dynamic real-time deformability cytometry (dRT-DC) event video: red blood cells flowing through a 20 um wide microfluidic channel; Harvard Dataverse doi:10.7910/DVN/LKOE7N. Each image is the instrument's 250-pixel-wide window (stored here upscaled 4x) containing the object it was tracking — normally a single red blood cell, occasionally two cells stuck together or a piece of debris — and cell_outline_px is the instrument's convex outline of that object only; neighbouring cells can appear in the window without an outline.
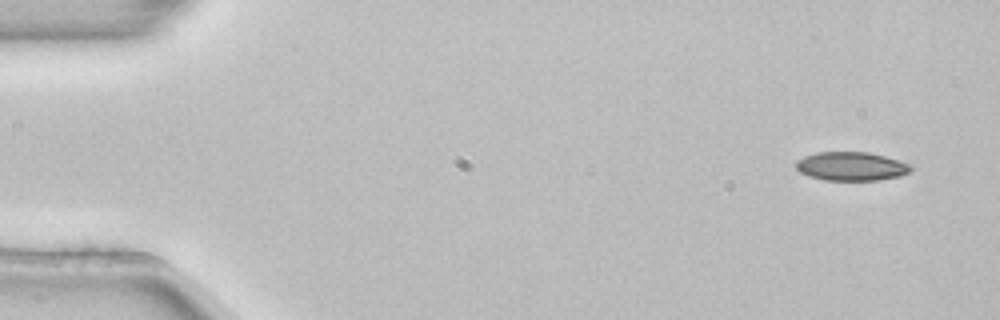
{"species": "common noctule bat (a hibernating species)", "species_latin": "Nyctalus noctula", "temperature_condition": "room temperature", "stored_images_in_passage": 5, "camera_frame_rate_fps": 3000, "um_per_image_px": 0.085, "animal": {"sex": "female", "body_mass_g": 22.7, "forearm_length_mm": 54.2}, "frame": {"image": 1, "passage_image": 1, "time_ms": 0.0, "image_size_px": [1000, 320], "cell_outline_px": [[912, 168], [908, 172], [900, 176], [876, 180], [824, 180], [808, 176], [800, 172], [796, 168], [796, 160], [804, 156], [816, 152], [868, 152], [884, 156], [908, 164]], "centroid_in_image_um": [72.29, 14.13], "position_along_channel_um": 12.7, "area_um2": 19.07}}
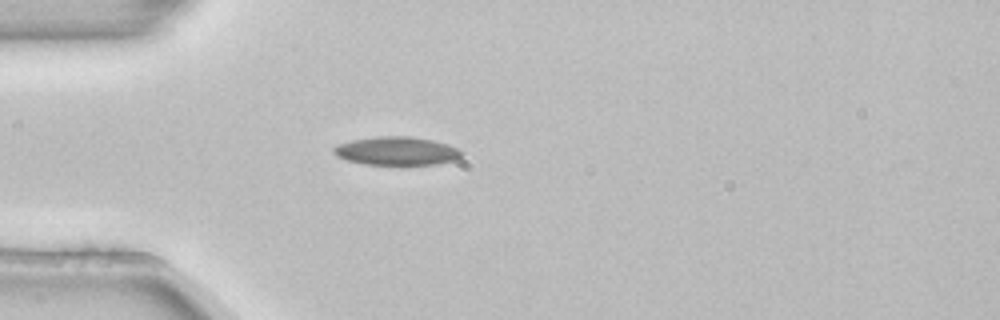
{"frame": {"image": 2, "passage_image": 4, "time_ms": 1.0, "image_size_px": [1000, 320], "cell_outline_px": [[464, 152], [460, 160], [436, 164], [364, 164], [348, 160], [336, 156], [332, 152], [332, 148], [340, 144], [352, 140], [380, 136], [408, 136], [432, 140], [448, 144], [460, 148]], "centroid_in_image_um": [33.79, 12.83], "position_along_channel_um": 51.2, "area_um2": 21.27}}